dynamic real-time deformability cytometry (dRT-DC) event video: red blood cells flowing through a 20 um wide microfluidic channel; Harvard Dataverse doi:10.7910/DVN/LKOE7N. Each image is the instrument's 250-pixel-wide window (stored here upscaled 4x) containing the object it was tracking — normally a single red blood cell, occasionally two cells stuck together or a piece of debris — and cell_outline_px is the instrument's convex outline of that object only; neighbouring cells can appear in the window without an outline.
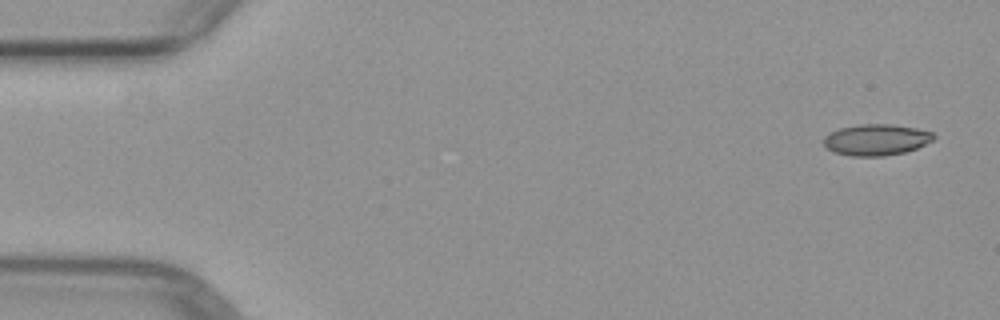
{"species": "common noctule bat (a hibernating species)", "species_latin": "Nyctalus noctula", "temperature_condition": "warm", "stored_images_in_passage": 4, "camera_frame_rate_fps": 3000, "um_per_image_px": 0.085, "animal": {"sex": "female", "body_mass_g": 29.2, "forearm_length_mm": 56.3}, "frame": {"image": 1, "passage_image": 4, "time_ms": 4.333, "image_size_px": [1000, 320], "cell_outline_px": [[936, 136], [932, 140], [916, 148], [904, 152], [884, 156], [852, 156], [836, 152], [828, 148], [824, 144], [824, 136], [840, 128], [860, 124], [892, 124], [916, 128], [932, 132]], "centroid_in_image_um": [74.49, 11.87], "position_along_channel_um": 10.5, "area_um2": 19.77}}